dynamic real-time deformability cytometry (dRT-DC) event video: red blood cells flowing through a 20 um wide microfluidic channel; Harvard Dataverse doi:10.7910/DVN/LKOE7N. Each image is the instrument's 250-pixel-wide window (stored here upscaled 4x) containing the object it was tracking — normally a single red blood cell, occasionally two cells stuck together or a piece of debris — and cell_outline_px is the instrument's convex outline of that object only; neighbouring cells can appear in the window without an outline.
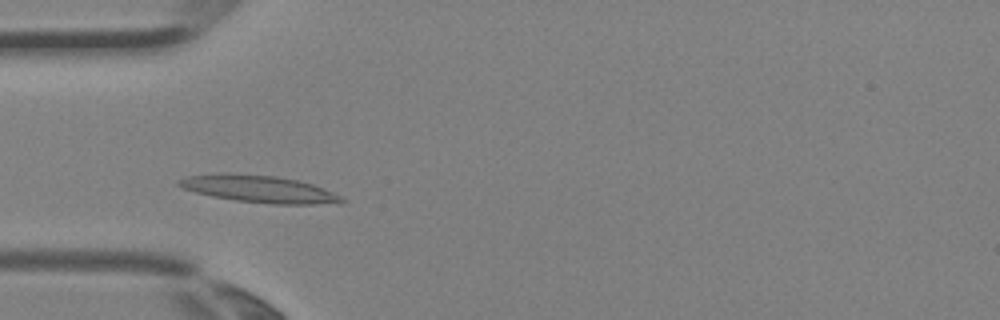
{"species": "Egyptian fruit bat (a non-hibernating species)", "species_latin": "Rousettus aegyptiacus", "temperature_condition": "room temperature", "stored_images_in_passage": 2, "camera_frame_rate_fps": 3000, "um_per_image_px": 0.085, "animal": {"sex": "female"}, "frame": {"image": 1, "passage_image": 2, "time_ms": 0.333, "image_size_px": [1000, 320], "cell_outline_px": [[348, 200], [344, 204], [272, 204], [236, 200], [212, 196], [196, 192], [184, 188], [176, 184], [176, 180], [188, 176], [224, 172], [276, 176], [296, 180], [312, 184], [324, 188], [344, 196]], "centroid_in_image_um": [22.1, 16.07], "position_along_channel_um": 62.9, "area_um2": 26.07}}